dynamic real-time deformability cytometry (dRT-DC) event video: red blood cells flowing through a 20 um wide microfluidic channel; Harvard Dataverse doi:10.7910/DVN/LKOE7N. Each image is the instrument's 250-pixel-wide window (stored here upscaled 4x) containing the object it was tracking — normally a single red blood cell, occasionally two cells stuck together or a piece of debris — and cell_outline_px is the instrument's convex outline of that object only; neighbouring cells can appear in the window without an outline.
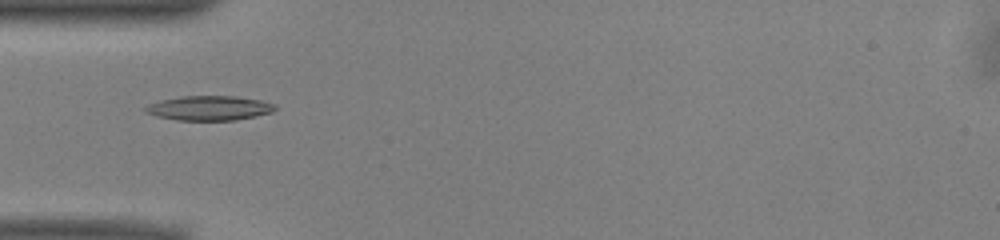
{"species": "common noctule bat (a hibernating species)", "species_latin": "Nyctalus noctula", "temperature_condition": "warm", "stored_images_in_passage": 36, "camera_frame_rate_fps": 3000, "um_per_image_px": 0.085, "animal": {"sex": "male", "body_mass_g": 13.0, "forearm_length_mm": 53.1}, "frame": {"image": 1, "passage_image": 1, "time_ms": 0.0, "image_size_px": [1000, 240], "cell_outline_px": [[276, 108], [272, 112], [256, 116], [236, 120], [176, 120], [156, 116], [144, 112], [144, 108], [148, 104], [160, 100], [180, 96], [236, 96], [260, 100], [276, 104]], "centroid_in_image_um": [17.77, 9.18], "position_along_channel_um": 67.2, "area_um2": 18.67}}
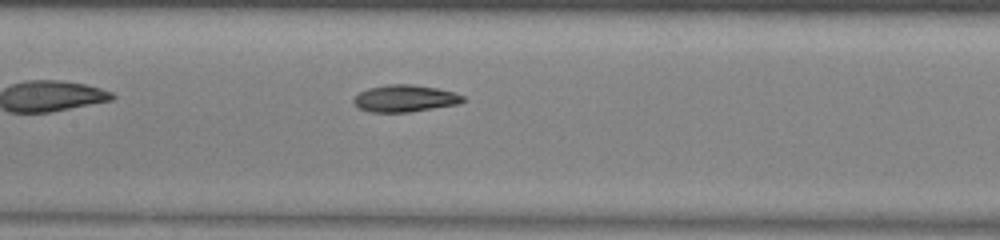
{"frame": {"image": 2, "passage_image": 9, "time_ms": 2.667, "image_size_px": [1000, 240], "cell_outline_px": [[464, 100], [456, 104], [408, 112], [368, 112], [360, 108], [352, 100], [360, 92], [368, 88], [388, 84], [412, 84], [436, 88], [452, 92], [464, 96]], "centroid_in_image_um": [34.38, 8.36], "position_along_channel_um": 173.0, "area_um2": 16.88}}
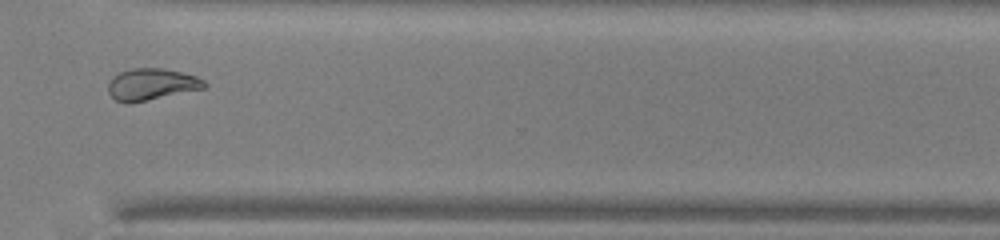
{"frame": {"image": 3, "passage_image": 23, "time_ms": 7.333, "image_size_px": [1000, 240], "cell_outline_px": [[208, 88], [128, 104], [124, 104], [116, 100], [108, 92], [108, 80], [112, 76], [120, 72], [132, 68], [160, 68], [180, 72], [196, 76], [204, 80], [208, 84]], "centroid_in_image_um": [12.88, 7.18], "position_along_channel_um": 357.7, "area_um2": 18.03}, "authors_computed_cell_mechanics": {"area_um2": 17.5134, "velocity_mm_per_s": 3.9574, "shape_relaxation_time_tau1_ms": 6.3201, "shape_relaxation_time_tau2_ms": 3.2588, "deformation_change_tau1": 0.1923, "deformation_change_tau2": 0.0875}}